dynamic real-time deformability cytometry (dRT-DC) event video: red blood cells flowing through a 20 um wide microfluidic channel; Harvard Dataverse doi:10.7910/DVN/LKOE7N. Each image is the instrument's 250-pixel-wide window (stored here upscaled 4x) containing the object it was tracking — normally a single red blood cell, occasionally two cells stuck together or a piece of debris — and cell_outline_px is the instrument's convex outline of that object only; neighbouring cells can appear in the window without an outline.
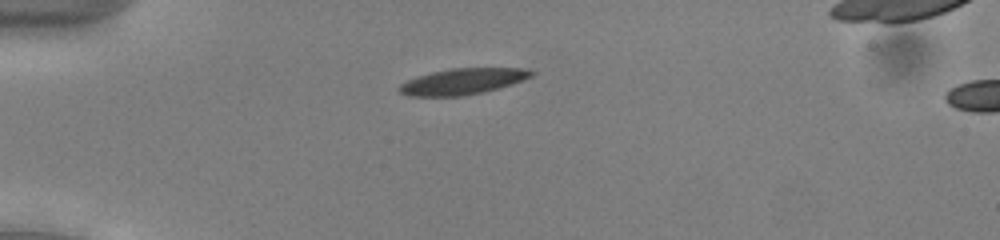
{"species": "common noctule bat (a hibernating species)", "species_latin": "Nyctalus noctula", "temperature_condition": "cold", "stored_images_in_passage": 22, "camera_frame_rate_fps": 3000, "um_per_image_px": 0.085, "animal": {"sex": "male", "body_mass_g": 13.0, "forearm_length_mm": 53.1}, "frame": {"image": 1, "passage_image": 8, "time_ms": 2.333, "image_size_px": [1000, 240], "cell_outline_px": [[524, 72], [520, 76], [512, 80], [480, 88], [456, 92], [412, 92], [408, 88], [416, 84], [460, 72]], "centroid_in_image_um": [39.47, 6.95], "position_along_channel_um": 45.5, "area_um2": 10.46}}